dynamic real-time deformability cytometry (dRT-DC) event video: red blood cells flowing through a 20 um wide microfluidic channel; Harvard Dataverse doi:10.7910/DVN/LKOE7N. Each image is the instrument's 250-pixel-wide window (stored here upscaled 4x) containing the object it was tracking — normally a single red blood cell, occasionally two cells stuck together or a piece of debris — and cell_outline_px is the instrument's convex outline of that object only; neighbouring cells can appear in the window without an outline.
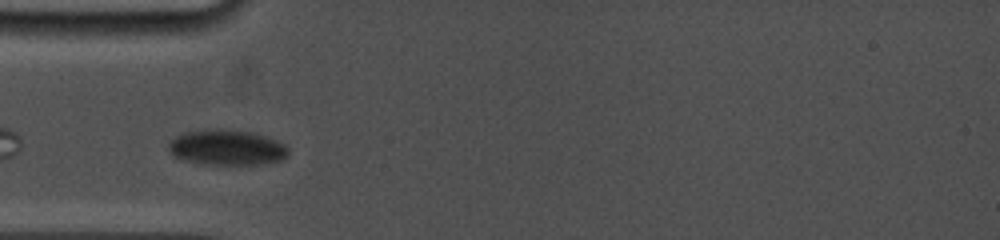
{"species": "common noctule bat (a hibernating species)", "species_latin": "Nyctalus noctula", "temperature_condition": "cold", "stored_images_in_passage": 25, "camera_frame_rate_fps": 5000, "um_per_image_px": 0.085, "animal": {"sex": "female", "body_mass_g": 19.0, "forearm_length_mm": 53.3}, "frame": {"image": 1, "passage_image": 1, "time_ms": 0.0, "image_size_px": [1000, 240], "cell_outline_px": [[288, 156], [280, 160], [256, 164], [204, 164], [184, 160], [172, 156], [168, 148], [168, 140], [184, 132], [204, 128], [216, 128], [248, 132], [264, 136], [284, 144], [288, 148]], "centroid_in_image_um": [19.2, 12.52], "position_along_channel_um": 65.8, "area_um2": 24.74}}
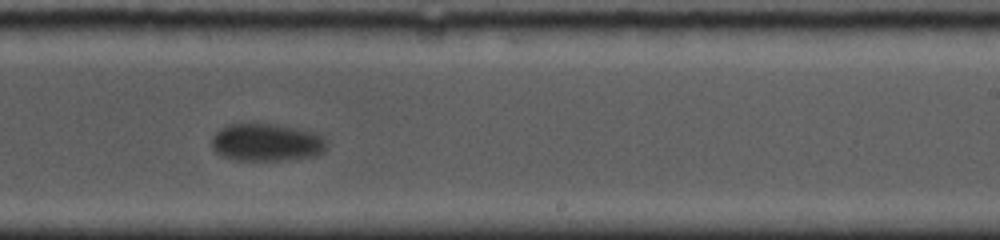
{"frame": {"image": 2, "passage_image": 10, "time_ms": 6.0, "image_size_px": [1000, 240], "cell_outline_px": [[328, 148], [324, 152], [316, 156], [288, 160], [236, 160], [224, 156], [216, 152], [212, 148], [212, 136], [220, 128], [228, 124], [272, 124], [296, 128], [312, 132], [324, 136], [328, 144]], "centroid_in_image_um": [22.7, 12.11], "position_along_channel_um": 266.3, "area_um2": 25.37}}
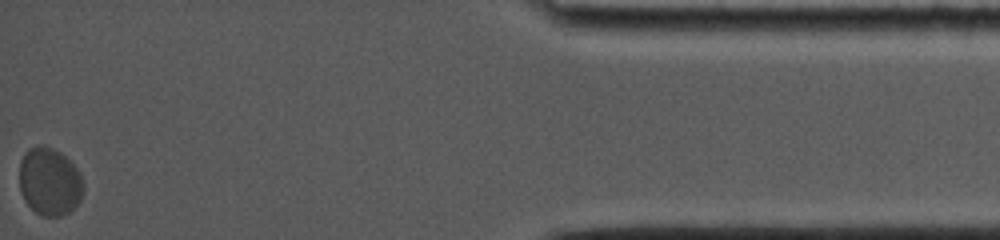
{"frame": {"image": 3, "passage_image": 25, "time_ms": 12.8, "image_size_px": [1000, 240], "cell_outline_px": [[84, 192], [80, 200], [68, 212], [60, 216], [40, 216], [24, 200], [20, 188], [20, 160], [24, 152], [28, 148], [36, 144], [52, 148], [60, 152], [80, 172], [84, 184]], "centroid_in_image_um": [4.21, 15.42], "position_along_channel_um": 431.0, "area_um2": 25.37}, "authors_computed_cell_mechanics": {"area_um2": 25.3742, "velocity_mm_per_s": 3.3666, "shape_relaxation_time_tau1_ms": 0.4034, "shape_relaxation_time_tau2_ms": null, "deformation_change_tau1": 0.0348, "deformation_change_tau2": null}}